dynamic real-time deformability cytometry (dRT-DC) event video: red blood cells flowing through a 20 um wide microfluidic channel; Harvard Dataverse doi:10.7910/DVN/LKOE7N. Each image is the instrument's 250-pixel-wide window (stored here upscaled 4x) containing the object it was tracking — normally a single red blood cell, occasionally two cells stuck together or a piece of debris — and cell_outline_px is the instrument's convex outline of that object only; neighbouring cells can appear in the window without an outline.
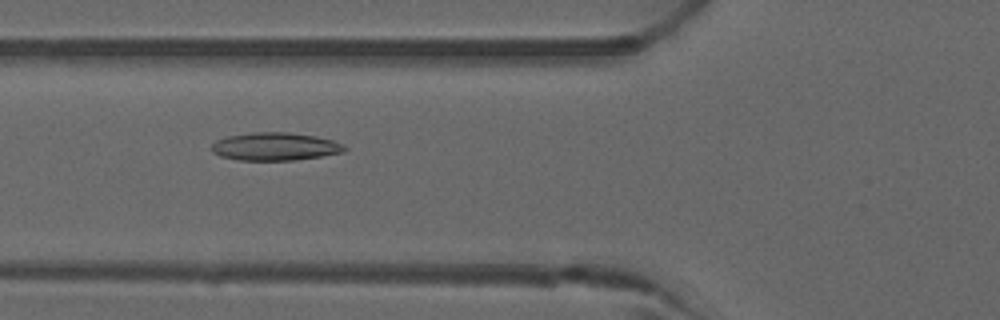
{"species": "common noctule bat (a hibernating species)", "species_latin": "Nyctalus noctula", "temperature_condition": "warm", "stored_images_in_passage": 36, "camera_frame_rate_fps": 3000, "um_per_image_px": 0.085, "animal": {"sex": "male", "forearm_length_mm": 52.5}, "frame": {"image": 1, "passage_image": 4, "time_ms": 1.0, "image_size_px": [1000, 320], "cell_outline_px": [[348, 148], [344, 152], [320, 156], [292, 160], [240, 160], [220, 156], [212, 152], [212, 144], [216, 140], [228, 136], [252, 132], [288, 132], [316, 136], [332, 140], [344, 144]], "centroid_in_image_um": [23.39, 12.45], "position_along_channel_um": 102.4, "area_um2": 21.62}}
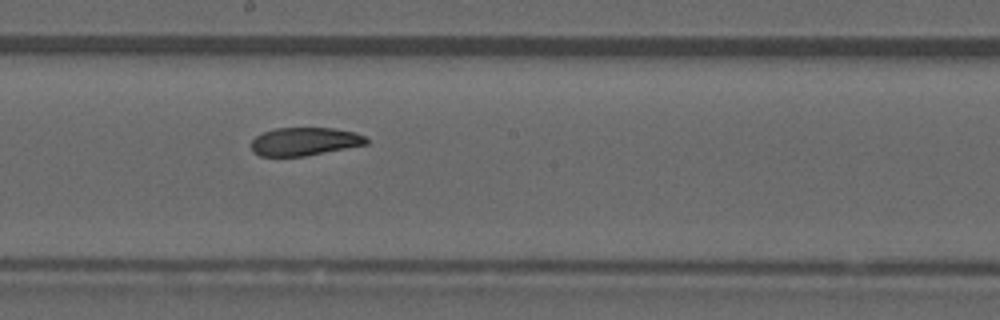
{"frame": {"image": 2, "passage_image": 13, "time_ms": 4.0, "image_size_px": [1000, 320], "cell_outline_px": [[368, 144], [304, 156], [260, 156], [252, 152], [252, 140], [256, 136], [264, 132], [276, 128], [332, 128], [356, 132], [364, 136], [368, 140]], "centroid_in_image_um": [25.89, 12.03], "position_along_channel_um": 222.3, "area_um2": 18.79}}
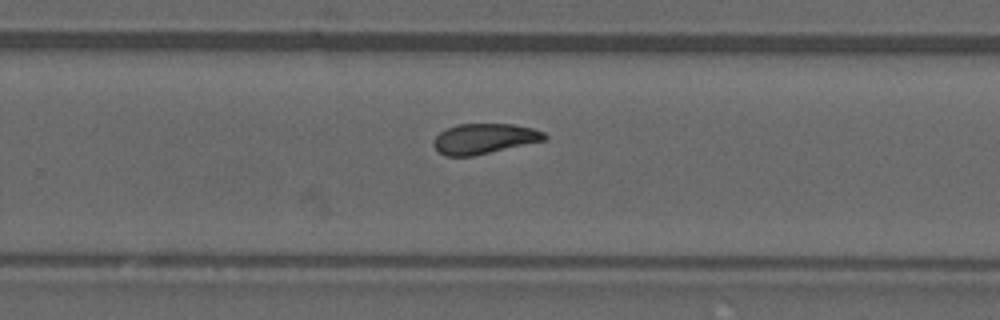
{"frame": {"image": 3, "passage_image": 18, "time_ms": 5.667, "image_size_px": [1000, 320], "cell_outline_px": [[548, 136], [544, 140], [472, 156], [444, 156], [436, 152], [432, 144], [436, 136], [440, 132], [456, 124], [512, 124], [532, 128], [544, 132]], "centroid_in_image_um": [41.1, 11.79], "position_along_channel_um": 288.7, "area_um2": 19.48}, "authors_computed_cell_mechanics": {"area_um2": 19.9699, "velocity_mm_per_s": 3.9967, "shape_relaxation_time_tau1_ms": null, "shape_relaxation_time_tau2_ms": 5.2651, "deformation_change_tau1": null, "deformation_change_tau2": 0.1123}}